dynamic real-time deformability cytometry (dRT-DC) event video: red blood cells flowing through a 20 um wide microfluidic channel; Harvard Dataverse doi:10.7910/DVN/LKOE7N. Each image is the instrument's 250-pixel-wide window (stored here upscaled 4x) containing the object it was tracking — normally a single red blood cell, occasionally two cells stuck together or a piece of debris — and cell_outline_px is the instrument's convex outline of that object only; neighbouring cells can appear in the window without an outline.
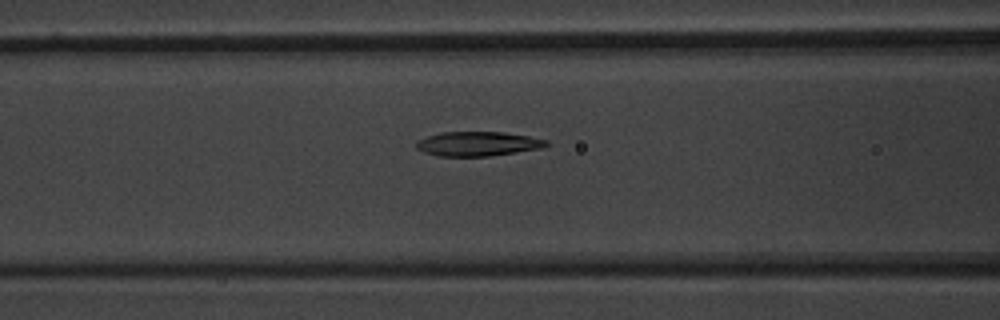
{"species": "common noctule bat (a hibernating species)", "species_latin": "Nyctalus noctula", "temperature_condition": "warm", "stored_images_in_passage": 37, "camera_frame_rate_fps": 3000, "um_per_image_px": 0.085, "animal": {"sex": "male", "body_mass_g": 20.1, "forearm_length_mm": 53.5}, "frame": {"image": 1, "passage_image": 7, "time_ms": 2.0, "image_size_px": [1000, 320], "cell_outline_px": [[552, 144], [540, 148], [516, 152], [488, 156], [436, 156], [424, 152], [416, 148], [416, 140], [440, 132], [504, 132], [528, 136], [548, 140]], "centroid_in_image_um": [40.61, 12.22], "position_along_channel_um": 126.0, "area_um2": 18.55}}
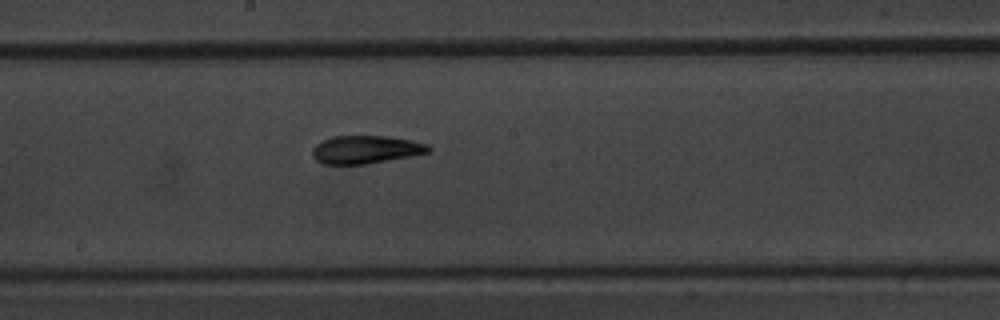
{"frame": {"image": 2, "passage_image": 14, "time_ms": 4.333, "image_size_px": [1000, 320], "cell_outline_px": [[432, 148], [428, 152], [408, 156], [364, 164], [324, 164], [316, 160], [312, 156], [312, 148], [316, 144], [332, 136], [388, 136], [412, 140], [428, 144]], "centroid_in_image_um": [31.06, 12.7], "position_along_channel_um": 217.1, "area_um2": 18.79}}
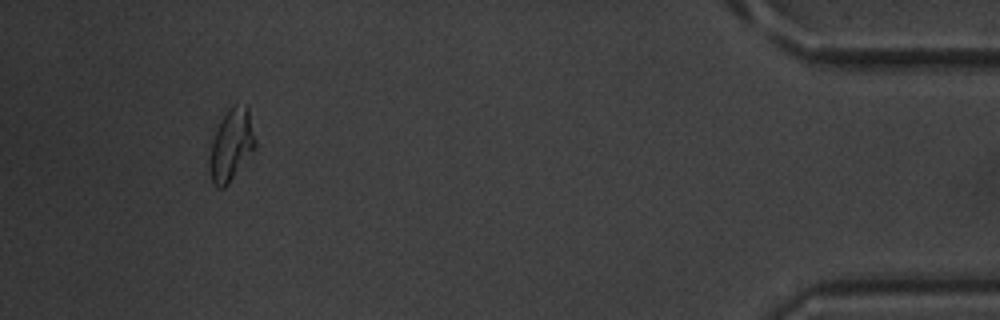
{"frame": {"image": 3, "passage_image": 34, "time_ms": 11.0, "image_size_px": [1000, 320], "cell_outline_px": [[256, 148], [228, 184], [224, 188], [216, 188], [212, 184], [208, 164], [208, 156], [212, 140], [216, 128], [220, 120], [228, 108], [236, 104], [248, 108], [256, 140]], "centroid_in_image_um": [19.63, 12.36], "position_along_channel_um": 415.6, "area_um2": 19.42}, "authors_computed_cell_mechanics": {"area_um2": 18.8428, "velocity_mm_per_s": 3.8987, "shape_relaxation_time_tau1_ms": 4.0145, "shape_relaxation_time_tau2_ms": 2.753, "deformation_change_tau1": 0.1542, "deformation_change_tau2": 0.0837}}